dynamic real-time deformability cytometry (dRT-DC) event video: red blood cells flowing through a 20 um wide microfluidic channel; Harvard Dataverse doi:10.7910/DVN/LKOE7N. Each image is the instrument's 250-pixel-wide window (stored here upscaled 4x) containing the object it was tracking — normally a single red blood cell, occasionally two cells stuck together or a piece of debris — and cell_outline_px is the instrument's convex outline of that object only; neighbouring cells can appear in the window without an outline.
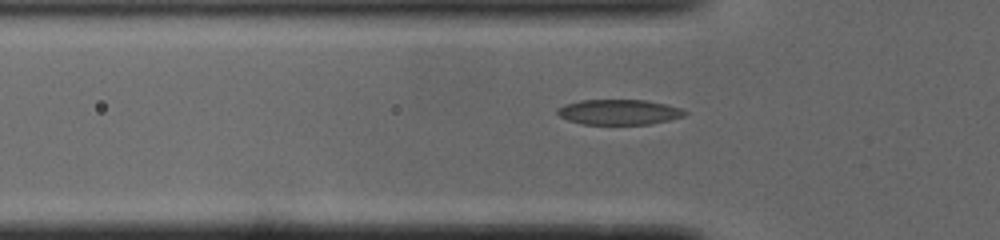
{"species": "common noctule bat (a hibernating species)", "species_latin": "Nyctalus noctula", "temperature_condition": "cold", "stored_images_in_passage": 37, "camera_frame_rate_fps": 3000, "um_per_image_px": 0.085, "animal": {"sex": "male", "body_mass_g": 19.0, "forearm_length_mm": 50.8}, "frame": {"image": 1, "passage_image": 2, "time_ms": 0.333, "image_size_px": [1000, 240], "cell_outline_px": [[688, 112], [684, 116], [668, 120], [648, 124], [584, 124], [568, 120], [560, 116], [556, 112], [556, 108], [564, 104], [580, 100], [644, 100], [664, 104], [680, 108]], "centroid_in_image_um": [52.57, 9.52], "position_along_channel_um": 73.2, "area_um2": 18.61}}
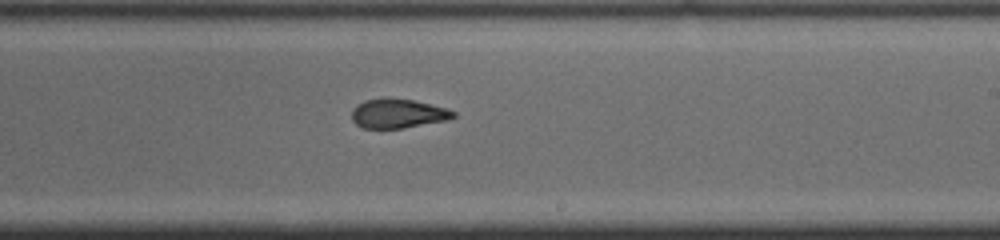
{"frame": {"image": 2, "passage_image": 16, "time_ms": 5.0, "image_size_px": [1000, 240], "cell_outline_px": [[456, 116], [444, 120], [400, 128], [364, 128], [356, 124], [352, 120], [352, 108], [364, 100], [412, 100], [444, 108], [456, 112]], "centroid_in_image_um": [33.78, 9.67], "position_along_channel_um": 255.2, "area_um2": 16.47}}
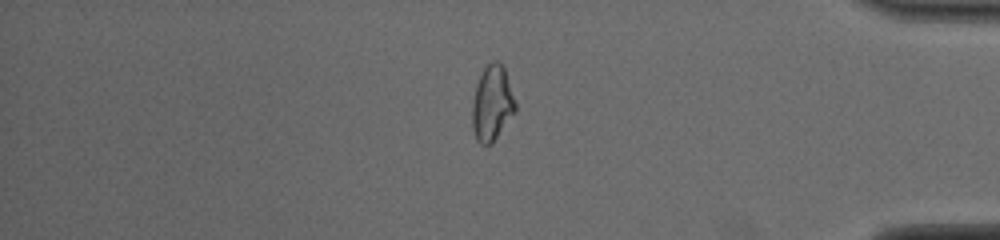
{"frame": {"image": 3, "passage_image": 29, "time_ms": 9.333, "image_size_px": [1000, 240], "cell_outline_px": [[516, 108], [492, 144], [480, 144], [476, 140], [472, 128], [472, 104], [476, 84], [484, 68], [492, 60], [496, 60], [504, 68], [516, 104]], "centroid_in_image_um": [41.8, 8.79], "position_along_channel_um": 393.4, "area_um2": 18.61}, "authors_computed_cell_mechanics": {"area_um2": 18.2648, "velocity_mm_per_s": 3.9086, "shape_relaxation_time_tau1_ms": null, "shape_relaxation_time_tau2_ms": 1.8975, "deformation_change_tau1": null, "deformation_change_tau2": 0.0879}}